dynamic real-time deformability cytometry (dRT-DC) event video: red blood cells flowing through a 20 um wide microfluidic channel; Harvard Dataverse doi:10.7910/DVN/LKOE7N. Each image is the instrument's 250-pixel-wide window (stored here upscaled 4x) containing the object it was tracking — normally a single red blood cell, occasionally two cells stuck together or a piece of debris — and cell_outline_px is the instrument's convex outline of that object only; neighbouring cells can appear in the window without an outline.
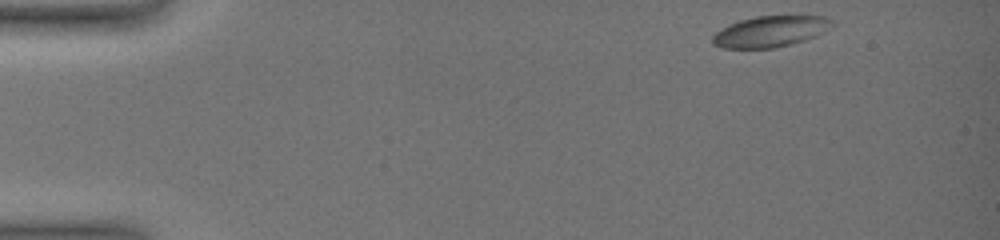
{"species": "common noctule bat (a hibernating species)", "species_latin": "Nyctalus noctula", "temperature_condition": "warm", "stored_images_in_passage": 27, "camera_frame_rate_fps": 3000, "um_per_image_px": 0.085, "animal": {"sex": "female", "body_mass_g": 19.0, "forearm_length_mm": 51.5}, "frame": {"image": 1, "passage_image": 1, "time_ms": 0.0, "image_size_px": [1000, 240], "cell_outline_px": [[836, 24], [816, 36], [792, 44], [776, 48], [724, 48], [712, 44], [712, 36], [716, 32], [728, 24], [740, 20], [756, 16], [824, 16], [836, 20]], "centroid_in_image_um": [65.51, 2.67], "position_along_channel_um": 19.5, "area_um2": 21.79}}
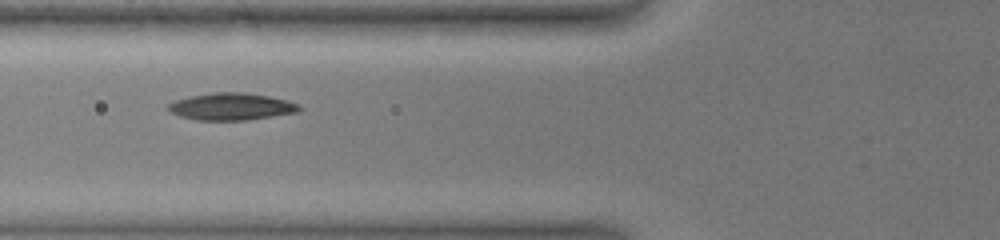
{"frame": {"image": 2, "passage_image": 17, "time_ms": 5.0, "image_size_px": [1000, 240], "cell_outline_px": [[304, 108], [300, 112], [248, 120], [196, 120], [180, 116], [164, 108], [168, 104], [176, 100], [192, 96], [212, 92], [244, 92], [268, 96], [284, 100], [296, 104]], "centroid_in_image_um": [19.66, 9.06], "position_along_channel_um": 106.1, "area_um2": 20.69}}
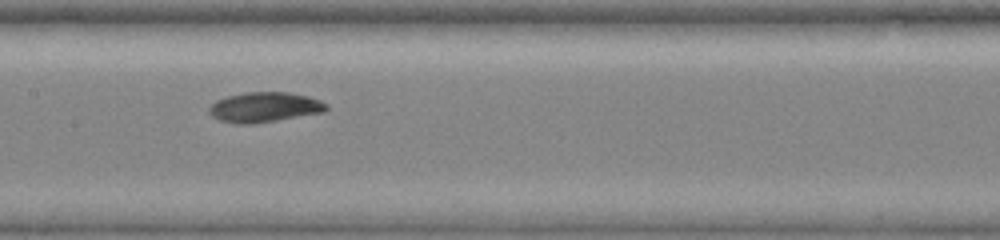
{"frame": {"image": 3, "passage_image": 26, "time_ms": 7.0, "image_size_px": [1000, 240], "cell_outline_px": [[328, 108], [324, 112], [256, 124], [236, 124], [220, 120], [212, 116], [208, 112], [208, 108], [216, 100], [228, 96], [244, 92], [288, 92], [308, 96], [320, 100], [328, 104]], "centroid_in_image_um": [22.48, 9.11], "position_along_channel_um": 184.9, "area_um2": 20.69}}